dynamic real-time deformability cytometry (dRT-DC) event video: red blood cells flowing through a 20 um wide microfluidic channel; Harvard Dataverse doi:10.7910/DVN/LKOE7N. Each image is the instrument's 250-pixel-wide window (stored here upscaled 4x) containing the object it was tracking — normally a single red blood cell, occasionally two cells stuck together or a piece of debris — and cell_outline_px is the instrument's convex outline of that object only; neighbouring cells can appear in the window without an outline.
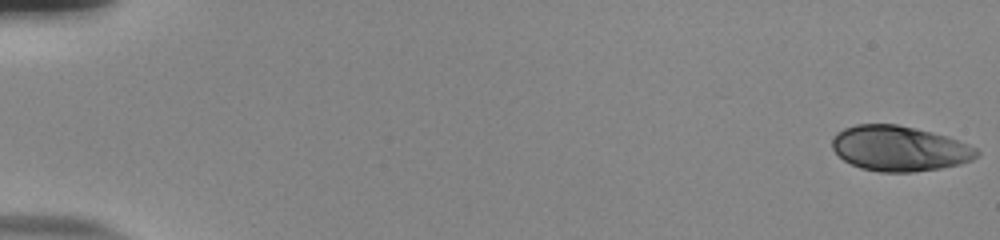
{"species": "human", "species_latin": "Homo sapiens", "temperature_condition": "room temperature", "stored_images_in_passage": 54, "camera_frame_rate_fps": 3000, "um_per_image_px": 0.085, "donor": {"sex": "male"}, "frame": {"image": 1, "passage_image": 1, "time_ms": 0.0, "image_size_px": [1000, 240], "cell_outline_px": [[980, 152], [972, 160], [940, 168], [912, 172], [880, 172], [860, 168], [844, 160], [832, 148], [832, 136], [836, 132], [844, 128], [856, 124], [896, 124], [916, 128], [948, 136], [968, 144], [976, 148]], "centroid_in_image_um": [76.42, 12.61], "position_along_channel_um": 8.6, "area_um2": 38.09}}
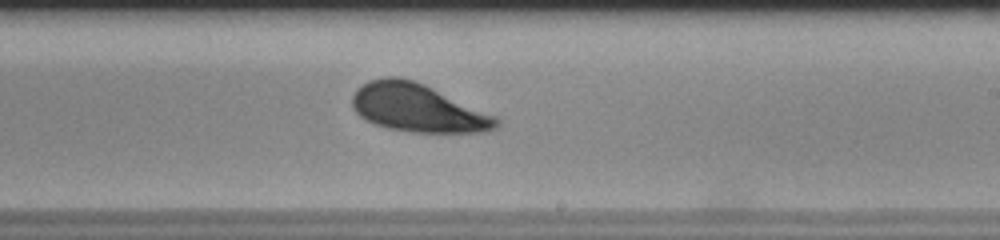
{"frame": {"image": 2, "passage_image": 34, "time_ms": 11.0, "image_size_px": [1000, 240], "cell_outline_px": [[500, 124], [496, 128], [484, 132], [412, 132], [388, 128], [376, 124], [360, 116], [352, 108], [352, 96], [356, 88], [368, 80], [384, 76], [400, 76], [424, 84], [496, 116], [500, 120]], "centroid_in_image_um": [35.49, 9.16], "position_along_channel_um": 253.5, "area_um2": 40.34}}
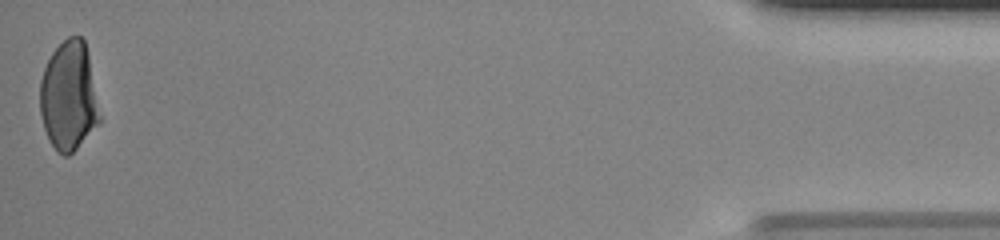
{"frame": {"image": 3, "passage_image": 54, "time_ms": 17.667, "image_size_px": [1000, 240], "cell_outline_px": [[100, 124], [68, 156], [64, 156], [52, 144], [44, 128], [40, 112], [40, 80], [44, 68], [52, 52], [68, 36], [80, 36], [84, 40], [88, 56], [100, 116]], "centroid_in_image_um": [5.83, 8.18], "position_along_channel_um": 429.4, "area_um2": 37.45}}